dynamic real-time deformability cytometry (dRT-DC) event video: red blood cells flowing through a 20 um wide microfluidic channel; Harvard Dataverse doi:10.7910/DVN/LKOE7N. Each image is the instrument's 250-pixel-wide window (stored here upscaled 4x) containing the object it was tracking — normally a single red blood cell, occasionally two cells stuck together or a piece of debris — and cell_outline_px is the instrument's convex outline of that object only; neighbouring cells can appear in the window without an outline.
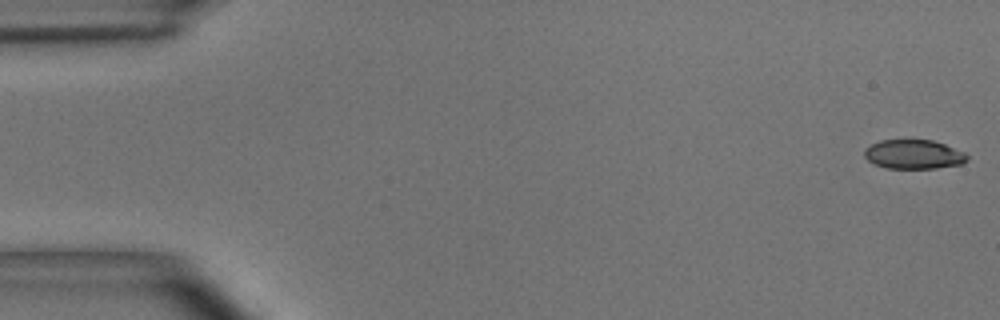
{"species": "common noctule bat (a hibernating species)", "species_latin": "Nyctalus noctula", "temperature_condition": "room temperature", "stored_images_in_passage": 13, "camera_frame_rate_fps": 3000, "um_per_image_px": 0.085, "animal": {"sex": "male", "body_mass_g": 15.6}, "frame": {"image": 1, "passage_image": 1, "time_ms": 0.0, "image_size_px": [1000, 320], "cell_outline_px": [[968, 160], [960, 164], [936, 168], [888, 168], [876, 164], [868, 160], [864, 156], [864, 148], [880, 140], [932, 140], [944, 144], [964, 152], [968, 156]], "centroid_in_image_um": [77.65, 13.11], "position_along_channel_um": 7.3, "area_um2": 17.34}}
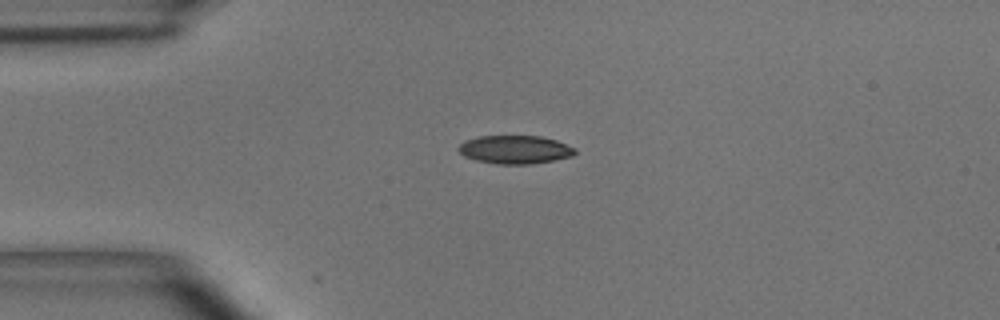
{"frame": {"image": 2, "passage_image": 13, "time_ms": 4.0, "image_size_px": [1000, 320], "cell_outline_px": [[576, 152], [572, 156], [532, 164], [496, 164], [476, 160], [464, 156], [456, 148], [464, 140], [480, 136], [540, 136], [556, 140], [576, 148]], "centroid_in_image_um": [43.75, 12.71], "position_along_channel_um": 41.2, "area_um2": 19.25}}